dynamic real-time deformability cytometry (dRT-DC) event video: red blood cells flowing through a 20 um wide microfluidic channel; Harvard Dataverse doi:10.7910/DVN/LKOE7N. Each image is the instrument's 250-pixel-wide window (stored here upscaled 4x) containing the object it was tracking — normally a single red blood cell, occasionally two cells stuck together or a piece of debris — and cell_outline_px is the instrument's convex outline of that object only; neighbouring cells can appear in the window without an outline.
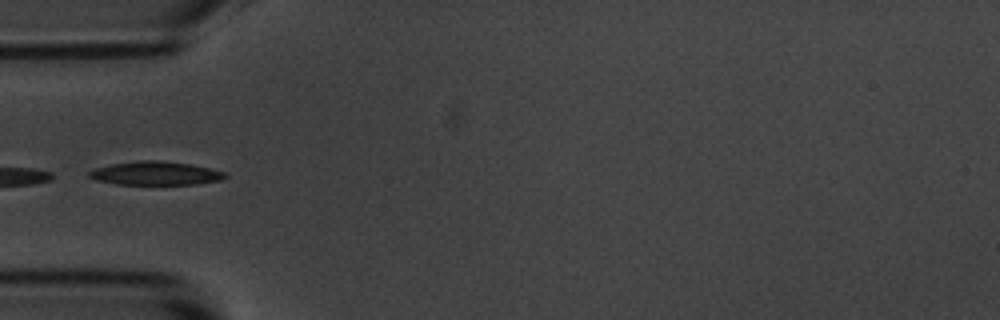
{"species": "common noctule bat (a hibernating species)", "species_latin": "Nyctalus noctula", "temperature_condition": "room temperature", "stored_images_in_passage": 5, "camera_frame_rate_fps": 3000, "um_per_image_px": 0.085, "animal": {"sex": "male", "body_mass_g": 20.1, "forearm_length_mm": 53.5}, "frame": {"image": 1, "passage_image": 5, "time_ms": 4.667, "image_size_px": [1000, 320], "cell_outline_px": [[228, 176], [220, 180], [196, 184], [116, 184], [96, 180], [88, 176], [88, 172], [96, 168], [112, 164], [136, 160], [160, 160], [192, 164], [212, 168], [224, 172]], "centroid_in_image_um": [13.23, 14.72], "position_along_channel_um": 71.8, "area_um2": 18.73}}